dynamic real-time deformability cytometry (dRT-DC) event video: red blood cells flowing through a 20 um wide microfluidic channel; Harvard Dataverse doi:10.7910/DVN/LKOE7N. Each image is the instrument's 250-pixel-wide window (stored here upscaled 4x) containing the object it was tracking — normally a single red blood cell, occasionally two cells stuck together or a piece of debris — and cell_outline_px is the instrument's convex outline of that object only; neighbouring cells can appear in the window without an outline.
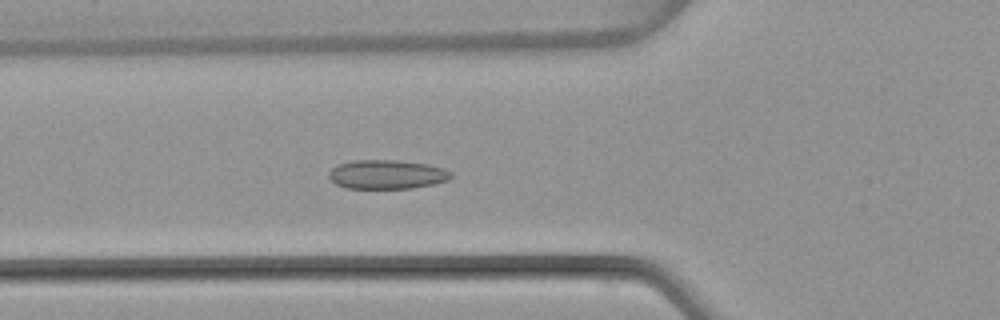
{"species": "common noctule bat (a hibernating species)", "species_latin": "Nyctalus noctula", "temperature_condition": "warm", "stored_images_in_passage": 51, "camera_frame_rate_fps": 3000, "um_per_image_px": 0.085, "animal": {"sex": "female", "body_mass_g": 22.7, "forearm_length_mm": 54.2}, "frame": {"image": 1, "passage_image": 19, "time_ms": 6.0, "image_size_px": [1000, 320], "cell_outline_px": [[452, 176], [448, 180], [436, 184], [412, 188], [348, 188], [336, 184], [328, 176], [328, 172], [336, 164], [352, 160], [396, 160], [428, 164], [444, 168], [452, 172]], "centroid_in_image_um": [32.89, 14.82], "position_along_channel_um": 92.9, "area_um2": 20.87}}
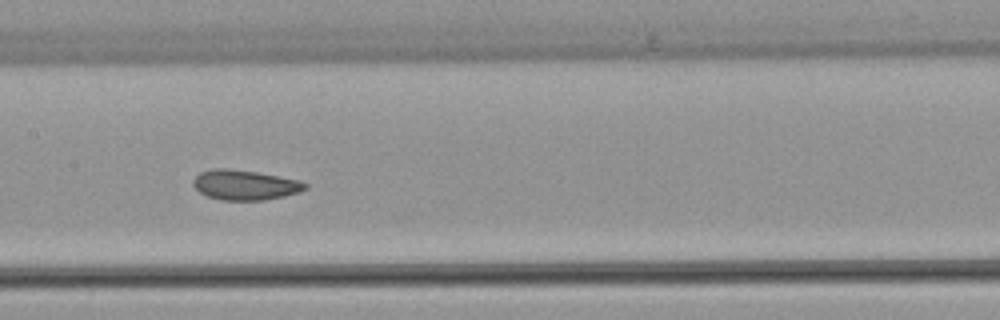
{"frame": {"image": 2, "passage_image": 26, "time_ms": 8.333, "image_size_px": [1000, 320], "cell_outline_px": [[308, 188], [300, 192], [284, 196], [264, 200], [220, 200], [208, 196], [200, 192], [192, 184], [192, 180], [200, 172], [212, 168], [228, 168], [256, 172], [300, 180], [308, 184]], "centroid_in_image_um": [20.82, 15.72], "position_along_channel_um": 186.6, "area_um2": 19.65}}
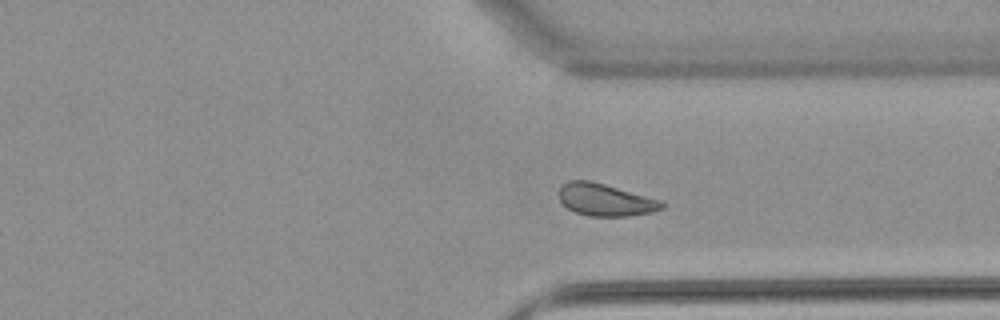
{"frame": {"image": 3, "passage_image": 39, "time_ms": 12.667, "image_size_px": [1000, 320], "cell_outline_px": [[664, 208], [652, 212], [628, 216], [588, 216], [576, 212], [568, 208], [560, 200], [560, 188], [568, 180], [588, 180], [604, 184], [664, 200]], "centroid_in_image_um": [51.51, 16.99], "position_along_channel_um": 359.9, "area_um2": 19.31}, "authors_computed_cell_mechanics": {"area_um2": 19.941, "velocity_mm_per_s": 4.0038, "shape_relaxation_time_tau1_ms": 7.8734, "shape_relaxation_time_tau2_ms": 1.6358, "deformation_change_tau1": 0.1205, "deformation_change_tau2": 0.0544}}